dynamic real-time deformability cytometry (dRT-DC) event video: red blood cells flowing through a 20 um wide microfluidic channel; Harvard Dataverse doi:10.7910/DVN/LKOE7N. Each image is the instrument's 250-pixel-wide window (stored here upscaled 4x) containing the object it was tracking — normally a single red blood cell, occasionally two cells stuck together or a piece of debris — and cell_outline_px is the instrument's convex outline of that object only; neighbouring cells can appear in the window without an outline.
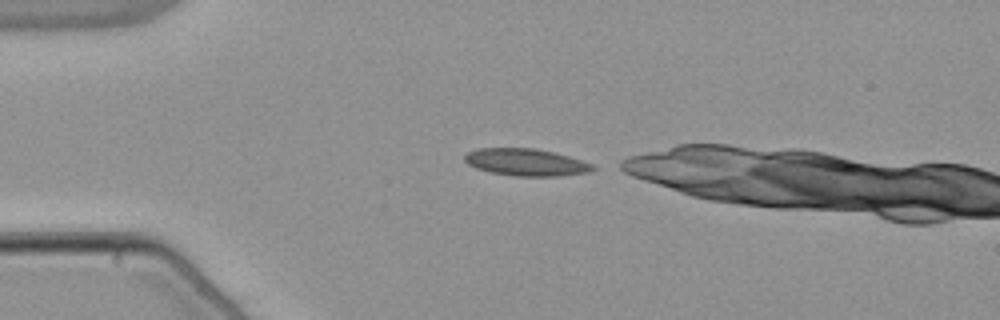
{"species": "common noctule bat (a hibernating species)", "species_latin": "Nyctalus noctula", "temperature_condition": "warm", "stored_images_in_passage": 5, "camera_frame_rate_fps": 3000, "um_per_image_px": 0.085, "animal": {"sex": "male", "body_mass_g": 21.5, "forearm_length_mm": 52.0}, "frame": {"image": 1, "passage_image": 1, "time_ms": 0.0, "image_size_px": [1000, 320], "cell_outline_px": [[596, 168], [588, 172], [556, 176], [516, 176], [488, 172], [476, 168], [468, 164], [464, 160], [464, 156], [468, 152], [476, 148], [536, 148], [568, 156], [592, 164]], "centroid_in_image_um": [44.66, 13.79], "position_along_channel_um": 40.3, "area_um2": 20.17}}